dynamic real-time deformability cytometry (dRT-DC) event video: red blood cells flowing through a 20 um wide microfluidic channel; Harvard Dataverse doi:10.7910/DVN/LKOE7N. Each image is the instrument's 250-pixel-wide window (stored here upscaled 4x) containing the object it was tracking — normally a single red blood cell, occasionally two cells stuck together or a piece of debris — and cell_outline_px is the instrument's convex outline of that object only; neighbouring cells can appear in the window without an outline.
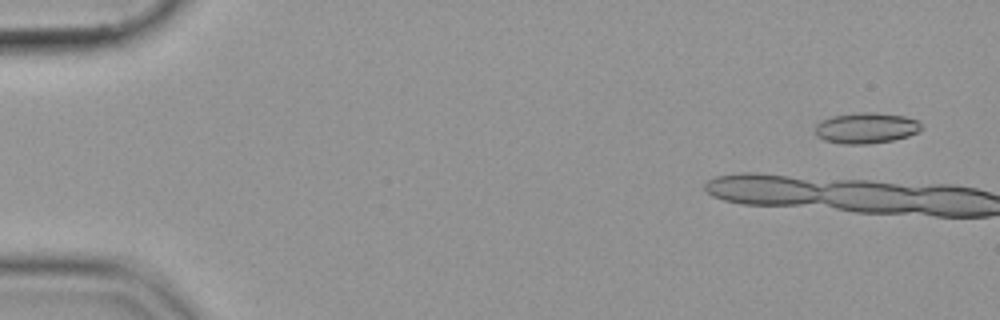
{"species": "common noctule bat (a hibernating species)", "species_latin": "Nyctalus noctula", "temperature_condition": "cold", "stored_images_in_passage": 8, "camera_frame_rate_fps": 3000, "um_per_image_px": 0.085, "animal": {"sex": "female", "body_mass_g": 19.9}, "frame": {"image": 1, "passage_image": 3, "time_ms": 0.667, "image_size_px": [1000, 320], "cell_outline_px": [[924, 128], [908, 136], [892, 140], [868, 144], [844, 144], [824, 140], [816, 136], [816, 124], [820, 120], [832, 116], [860, 112], [876, 112], [904, 116], [916, 120]], "centroid_in_image_um": [73.6, 10.88], "position_along_channel_um": 11.4, "area_um2": 19.07}}